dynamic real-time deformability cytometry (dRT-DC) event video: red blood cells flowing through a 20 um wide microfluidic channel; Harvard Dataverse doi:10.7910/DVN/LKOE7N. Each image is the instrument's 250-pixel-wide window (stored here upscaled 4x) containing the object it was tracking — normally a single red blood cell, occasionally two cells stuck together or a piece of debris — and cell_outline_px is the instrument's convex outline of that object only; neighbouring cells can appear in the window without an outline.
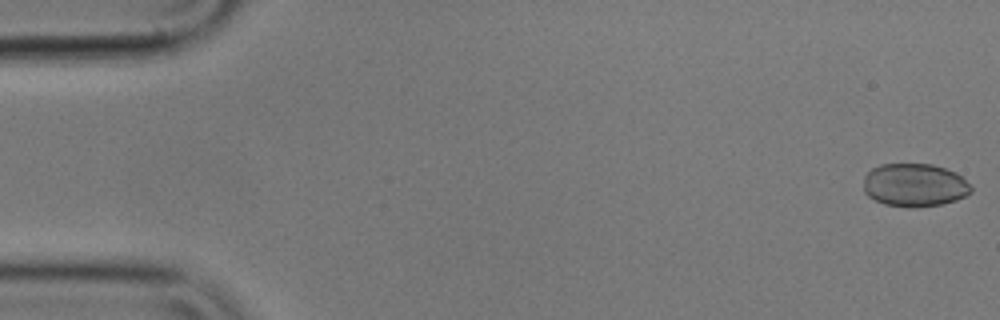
{"species": "common noctule bat (a hibernating species)", "species_latin": "Nyctalus noctula", "temperature_condition": "cold", "stored_images_in_passage": 56, "camera_frame_rate_fps": 3000, "um_per_image_px": 0.085, "animal": {"sex": "male", "body_mass_g": 17.9}, "frame": {"image": 1, "passage_image": 1, "time_ms": 0.0, "image_size_px": [1000, 320], "cell_outline_px": [[972, 192], [956, 200], [940, 204], [916, 208], [912, 208], [884, 204], [868, 196], [864, 192], [864, 176], [872, 168], [880, 164], [932, 164], [956, 172], [972, 188]], "centroid_in_image_um": [77.72, 15.73], "position_along_channel_um": 7.3, "area_um2": 27.05}}
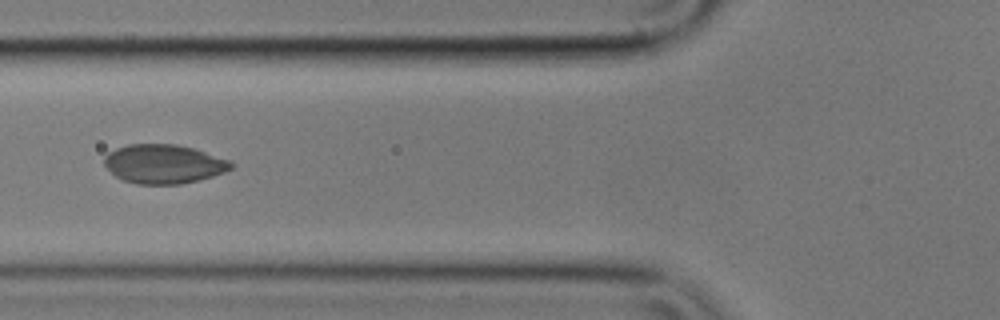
{"frame": {"image": 2, "passage_image": 21, "time_ms": 6.667, "image_size_px": [1000, 320], "cell_outline_px": [[232, 168], [224, 172], [200, 180], [180, 184], [136, 184], [124, 180], [116, 176], [104, 164], [104, 156], [108, 152], [116, 148], [128, 144], [176, 144], [192, 148], [228, 160], [232, 164]], "centroid_in_image_um": [13.88, 13.94], "position_along_channel_um": 111.9, "area_um2": 28.61}}
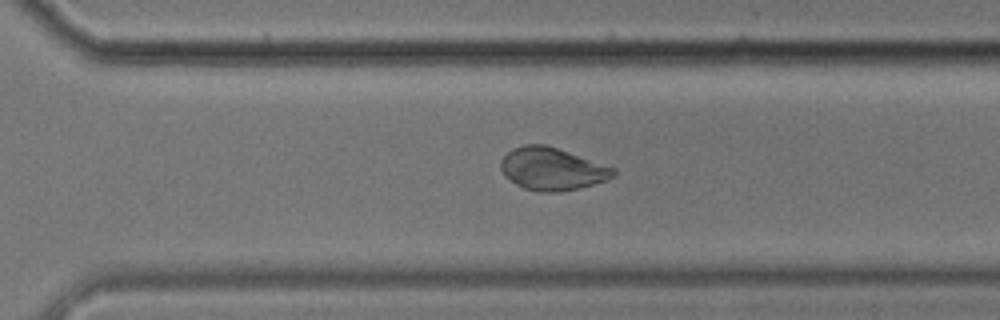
{"frame": {"image": 3, "passage_image": 39, "time_ms": 12.667, "image_size_px": [1000, 320], "cell_outline_px": [[616, 176], [592, 184], [560, 192], [544, 192], [524, 188], [516, 184], [504, 176], [500, 168], [500, 160], [512, 148], [524, 144], [544, 144], [616, 168]], "centroid_in_image_um": [46.89, 14.35], "position_along_channel_um": 323.7, "area_um2": 27.69}, "authors_computed_cell_mechanics": {"area_um2": 28.4665, "velocity_mm_per_s": 3.5305, "shape_relaxation_time_tau1_ms": 5.9393, "shape_relaxation_time_tau2_ms": 1.8812, "deformation_change_tau1": 0.0729, "deformation_change_tau2": 0.0346}}